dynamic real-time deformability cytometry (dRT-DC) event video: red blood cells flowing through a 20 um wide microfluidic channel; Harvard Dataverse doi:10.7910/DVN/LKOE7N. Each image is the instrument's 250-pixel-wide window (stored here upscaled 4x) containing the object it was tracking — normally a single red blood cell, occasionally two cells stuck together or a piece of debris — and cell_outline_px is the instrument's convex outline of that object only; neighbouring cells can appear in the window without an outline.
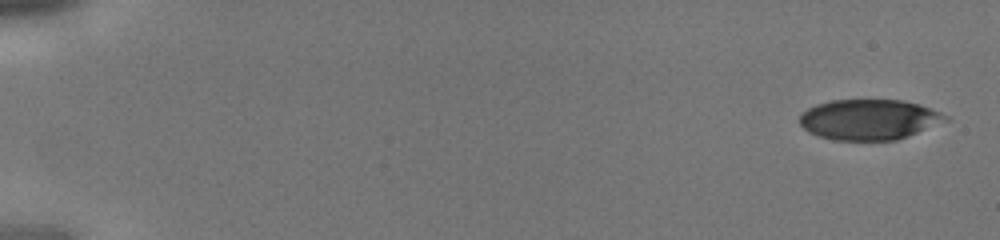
{"species": "human", "species_latin": "Homo sapiens", "temperature_condition": "cold", "stored_images_in_passage": 9, "camera_frame_rate_fps": 3000, "um_per_image_px": 0.085, "donor": {"sex": "male"}, "frame": {"image": 1, "passage_image": 1, "time_ms": 0.0, "image_size_px": [1000, 240], "cell_outline_px": [[948, 120], [908, 136], [896, 140], [832, 140], [808, 132], [800, 124], [800, 112], [816, 104], [832, 100], [904, 100], [920, 104], [940, 112], [948, 116]], "centroid_in_image_um": [73.85, 10.15], "position_along_channel_um": 11.1, "area_um2": 34.39}}
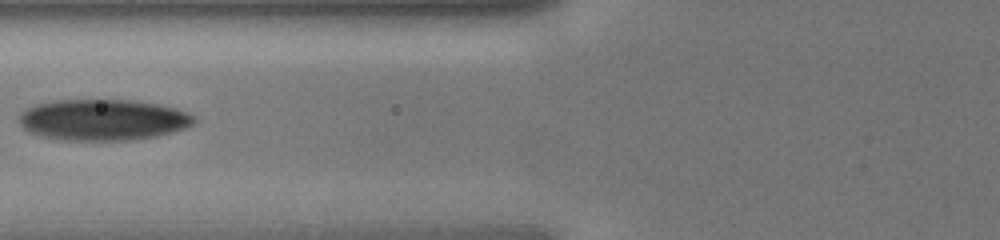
{"frame": {"image": 2, "passage_image": 6, "time_ms": 1.667, "image_size_px": [1000, 240], "cell_outline_px": [[196, 120], [188, 128], [156, 136], [136, 140], [60, 140], [40, 136], [28, 132], [16, 120], [20, 112], [36, 104], [56, 100], [128, 100], [156, 104], [176, 108], [188, 112], [196, 116]], "centroid_in_image_um": [8.74, 10.19], "position_along_channel_um": 117.1, "area_um2": 42.31}}
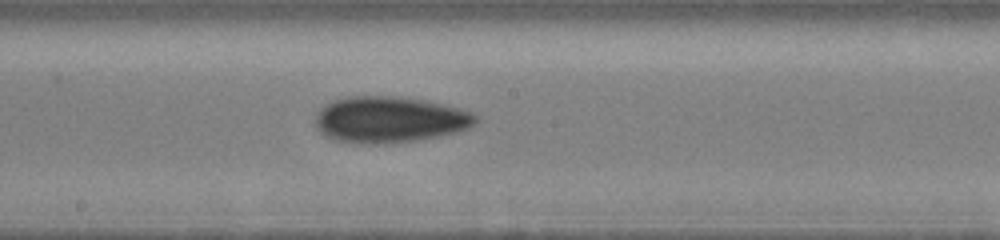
{"frame": {"image": 3, "passage_image": 9, "time_ms": 2.667, "image_size_px": [1000, 240], "cell_outline_px": [[480, 116], [468, 128], [456, 132], [416, 140], [376, 144], [336, 140], [320, 132], [316, 128], [316, 116], [320, 108], [332, 100], [348, 96], [392, 96], [424, 100], [456, 108]], "centroid_in_image_um": [33.07, 10.15], "position_along_channel_um": 215.1, "area_um2": 42.48}}